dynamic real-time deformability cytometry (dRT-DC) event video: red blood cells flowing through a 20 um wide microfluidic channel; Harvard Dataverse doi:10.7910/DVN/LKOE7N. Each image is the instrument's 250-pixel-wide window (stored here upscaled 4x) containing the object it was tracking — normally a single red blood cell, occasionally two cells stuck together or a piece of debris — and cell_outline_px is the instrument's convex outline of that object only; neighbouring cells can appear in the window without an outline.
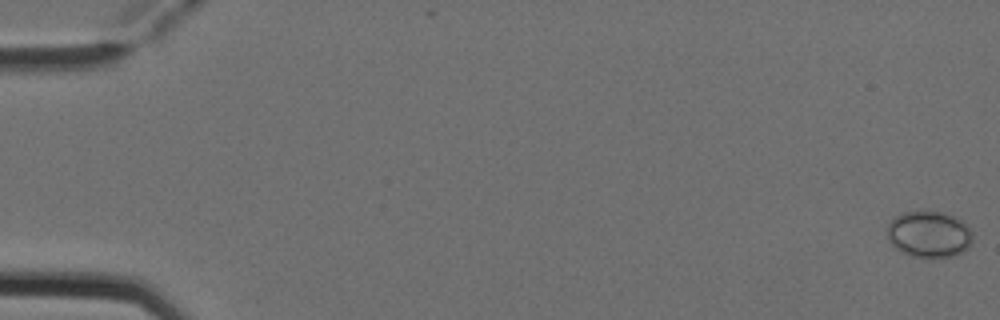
{"species": "Egyptian fruit bat (a non-hibernating species)", "species_latin": "Rousettus aegyptiacus", "temperature_condition": "cold", "stored_images_in_passage": 7, "camera_frame_rate_fps": 3000, "um_per_image_px": 0.085, "animal": {"sex": "female"}, "frame": {"image": 1, "passage_image": 1, "time_ms": 0.0, "image_size_px": [1000, 320], "cell_outline_px": [[972, 240], [968, 248], [952, 256], [912, 256], [900, 252], [888, 240], [888, 224], [900, 212], [940, 212], [956, 216], [968, 224], [972, 232]], "centroid_in_image_um": [78.98, 19.89], "position_along_channel_um": 6.0, "area_um2": 22.95}}
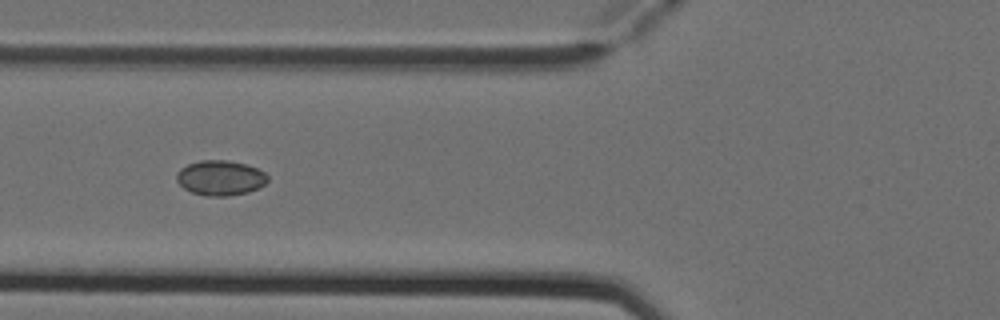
{"frame": {"image": 2, "passage_image": 6, "time_ms": 1.667, "image_size_px": [1000, 320], "cell_outline_px": [[268, 180], [260, 188], [248, 192], [228, 196], [208, 196], [192, 192], [184, 188], [176, 180], [176, 172], [180, 168], [188, 164], [200, 160], [228, 160], [244, 164], [256, 168], [264, 172], [268, 176]], "centroid_in_image_um": [18.72, 15.12], "position_along_channel_um": 107.1, "area_um2": 18.61}}
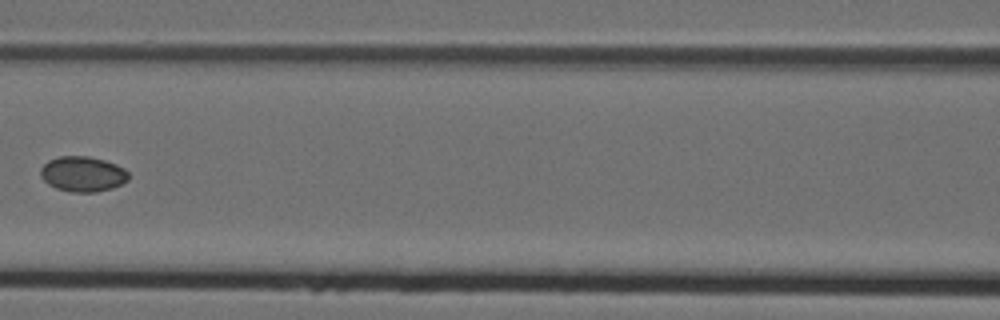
{"frame": {"image": 3, "passage_image": 7, "time_ms": 2.0, "image_size_px": [1000, 320], "cell_outline_px": [[128, 180], [112, 188], [96, 192], [72, 192], [56, 188], [48, 184], [40, 176], [40, 168], [48, 160], [60, 156], [88, 156], [104, 160], [116, 164], [124, 168], [128, 172]], "centroid_in_image_um": [7.02, 14.79], "position_along_channel_um": 159.6, "area_um2": 18.09}}